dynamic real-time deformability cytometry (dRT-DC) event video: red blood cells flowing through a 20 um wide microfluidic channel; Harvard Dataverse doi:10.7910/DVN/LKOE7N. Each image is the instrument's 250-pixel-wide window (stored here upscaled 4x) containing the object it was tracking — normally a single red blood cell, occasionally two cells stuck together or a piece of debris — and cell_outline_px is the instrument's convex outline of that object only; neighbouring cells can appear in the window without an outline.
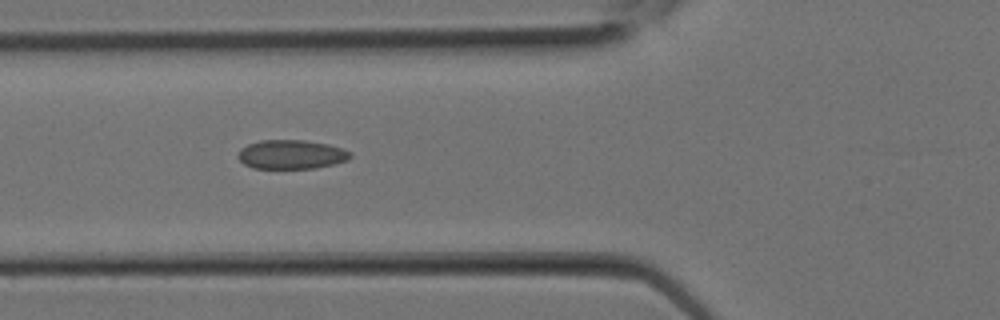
{"species": "Egyptian fruit bat (a non-hibernating species)", "species_latin": "Rousettus aegyptiacus", "temperature_condition": "room temperature", "stored_images_in_passage": 7, "camera_frame_rate_fps": 3000, "um_per_image_px": 0.085, "animal": {"sex": "female"}, "frame": {"image": 1, "passage_image": 2, "time_ms": 0.333, "image_size_px": [1000, 320], "cell_outline_px": [[352, 156], [348, 160], [316, 168], [252, 168], [244, 164], [236, 156], [240, 148], [248, 144], [260, 140], [304, 140], [328, 144], [352, 152]], "centroid_in_image_um": [24.74, 13.12], "position_along_channel_um": 101.1, "area_um2": 19.07}}
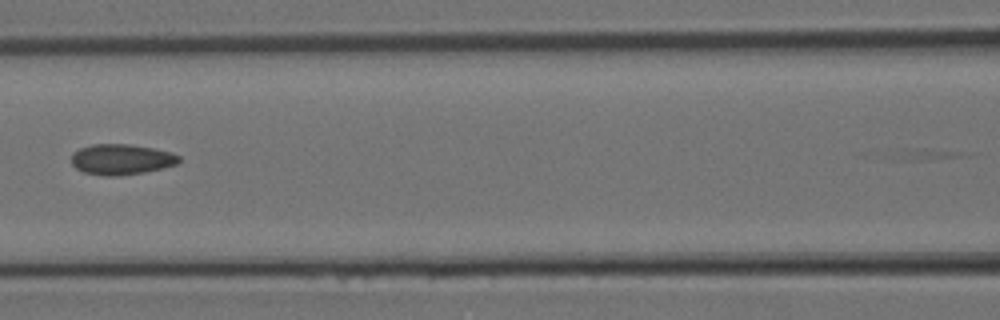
{"frame": {"image": 2, "passage_image": 4, "time_ms": 1.0, "image_size_px": [1000, 320], "cell_outline_px": [[180, 160], [176, 164], [144, 172], [116, 176], [104, 176], [84, 172], [76, 168], [72, 164], [72, 152], [80, 148], [92, 144], [128, 144], [152, 148], [172, 152], [180, 156]], "centroid_in_image_um": [10.29, 13.54], "position_along_channel_um": 156.3, "area_um2": 19.07}}
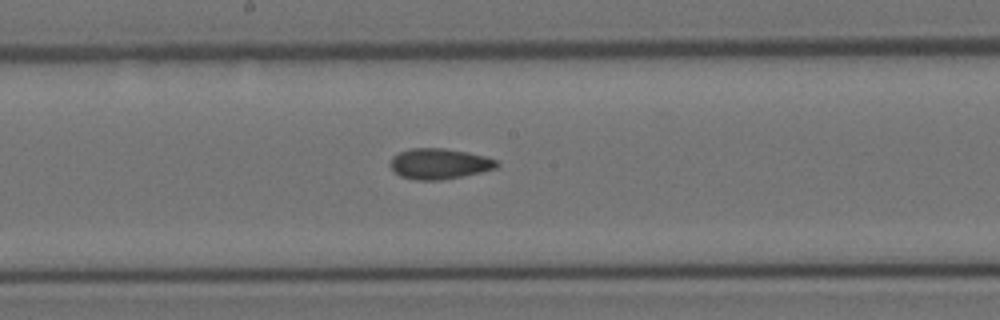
{"frame": {"image": 3, "passage_image": 6, "time_ms": 1.667, "image_size_px": [1000, 320], "cell_outline_px": [[500, 164], [496, 168], [480, 172], [440, 180], [416, 180], [400, 176], [392, 168], [392, 156], [408, 148], [444, 148], [468, 152], [484, 156], [496, 160]], "centroid_in_image_um": [37.35, 13.91], "position_along_channel_um": 210.9, "area_um2": 18.79}}